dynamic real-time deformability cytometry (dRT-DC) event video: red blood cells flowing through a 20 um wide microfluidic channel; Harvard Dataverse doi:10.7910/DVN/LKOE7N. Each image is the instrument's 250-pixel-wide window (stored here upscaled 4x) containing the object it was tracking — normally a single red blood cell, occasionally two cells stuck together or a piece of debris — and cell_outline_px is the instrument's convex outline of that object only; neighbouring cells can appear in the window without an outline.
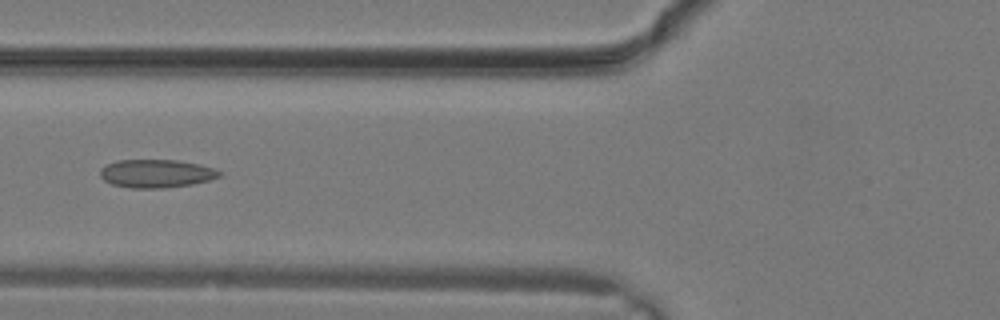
{"species": "common noctule bat (a hibernating species)", "species_latin": "Nyctalus noctula", "temperature_condition": "warm", "stored_images_in_passage": 20, "camera_frame_rate_fps": 3000, "um_per_image_px": 0.085, "animal": {"sex": "male", "body_mass_g": 19.2, "forearm_length_mm": 51.8}, "frame": {"image": 1, "passage_image": 10, "time_ms": 3.0, "image_size_px": [1000, 320], "cell_outline_px": [[224, 172], [220, 176], [208, 180], [192, 184], [164, 188], [132, 188], [112, 184], [104, 180], [100, 176], [100, 168], [116, 160], [176, 160], [200, 164], [216, 168]], "centroid_in_image_um": [13.31, 14.74], "position_along_channel_um": 112.5, "area_um2": 19.71}}
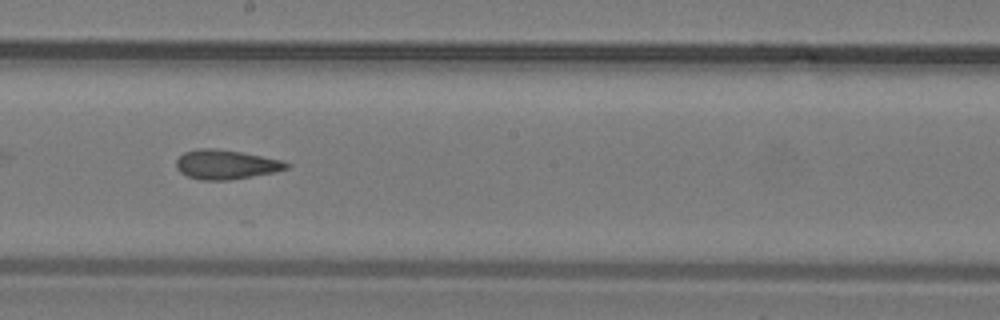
{"frame": {"image": 2, "passage_image": 15, "time_ms": 4.667, "image_size_px": [1000, 320], "cell_outline_px": [[292, 164], [288, 168], [272, 172], [252, 176], [228, 180], [200, 180], [188, 176], [180, 172], [176, 168], [176, 160], [184, 152], [200, 148], [212, 148], [240, 152], [280, 160]], "centroid_in_image_um": [19.17, 13.99], "position_along_channel_um": 229.0, "area_um2": 18.61}}
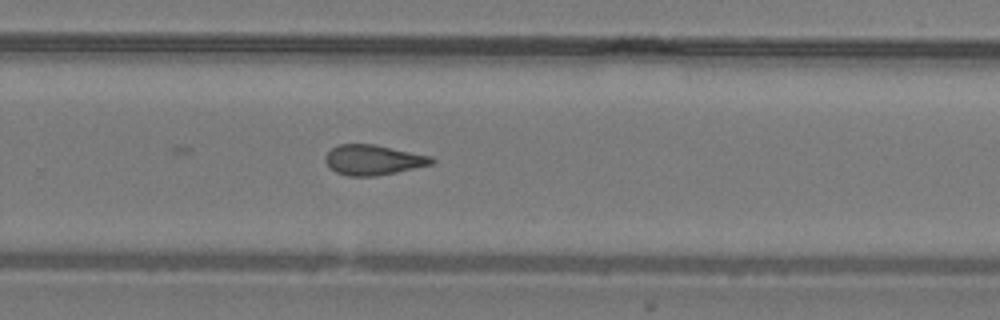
{"frame": {"image": 3, "passage_image": 18, "time_ms": 5.667, "image_size_px": [1000, 320], "cell_outline_px": [[436, 160], [432, 164], [396, 172], [376, 176], [348, 176], [336, 172], [324, 160], [324, 156], [332, 148], [340, 144], [376, 144], [432, 156]], "centroid_in_image_um": [31.74, 13.58], "position_along_channel_um": 298.1, "area_um2": 18.67}}